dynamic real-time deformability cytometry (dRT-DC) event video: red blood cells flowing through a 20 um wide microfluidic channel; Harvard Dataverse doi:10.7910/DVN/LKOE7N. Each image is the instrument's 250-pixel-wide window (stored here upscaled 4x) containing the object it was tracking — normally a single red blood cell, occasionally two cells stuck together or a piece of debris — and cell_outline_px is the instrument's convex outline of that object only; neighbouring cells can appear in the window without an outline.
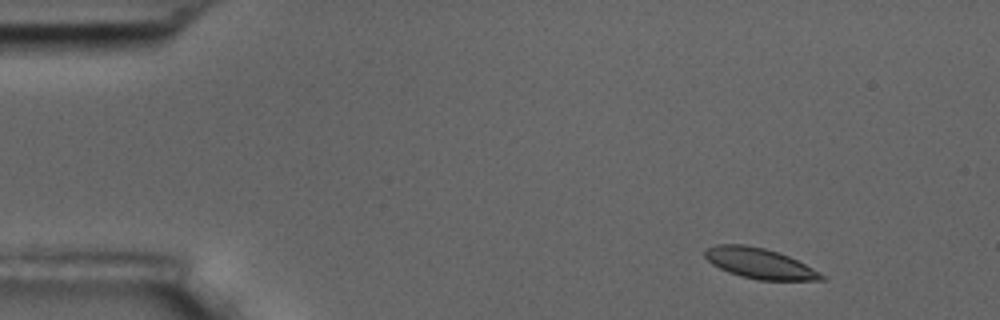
{"species": "common noctule bat (a hibernating species)", "species_latin": "Nyctalus noctula", "temperature_condition": "room temperature", "stored_images_in_passage": 4, "camera_frame_rate_fps": 3000, "um_per_image_px": 0.085, "animal": {"sex": "male", "body_mass_g": 17.5, "forearm_length_mm": 52.3}, "frame": {"image": 1, "passage_image": 1, "time_ms": 0.0, "image_size_px": [1000, 320], "cell_outline_px": [[828, 276], [824, 280], [760, 280], [740, 276], [728, 272], [712, 264], [704, 256], [704, 248], [716, 244], [744, 244], [764, 248], [780, 252]], "centroid_in_image_um": [64.55, 22.38], "position_along_channel_um": 20.5, "area_um2": 20.75}}
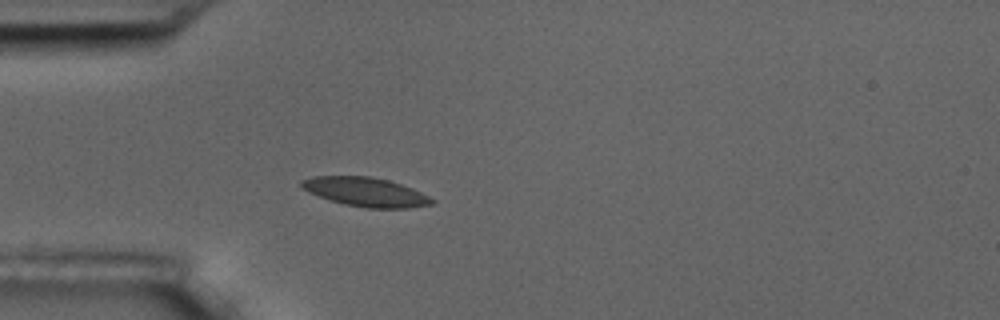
{"frame": {"image": 2, "passage_image": 4, "time_ms": 3.333, "image_size_px": [1000, 320], "cell_outline_px": [[436, 200], [432, 204], [408, 208], [364, 208], [344, 204], [308, 192], [300, 188], [300, 180], [312, 176], [368, 176], [388, 180], [412, 188]], "centroid_in_image_um": [31.05, 16.31], "position_along_channel_um": 53.9, "area_um2": 22.02}}